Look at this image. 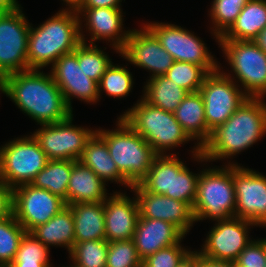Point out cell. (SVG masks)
<instances>
[{"label":"cell","instance_id":"d4e9b609","mask_svg":"<svg viewBox=\"0 0 266 267\" xmlns=\"http://www.w3.org/2000/svg\"><path fill=\"white\" fill-rule=\"evenodd\" d=\"M66 206L73 213L75 242L106 240L104 201L74 203Z\"/></svg>","mask_w":266,"mask_h":267},{"label":"cell","instance_id":"7bdbcfd3","mask_svg":"<svg viewBox=\"0 0 266 267\" xmlns=\"http://www.w3.org/2000/svg\"><path fill=\"white\" fill-rule=\"evenodd\" d=\"M122 0H84L80 8H121Z\"/></svg>","mask_w":266,"mask_h":267},{"label":"cell","instance_id":"2e32d148","mask_svg":"<svg viewBox=\"0 0 266 267\" xmlns=\"http://www.w3.org/2000/svg\"><path fill=\"white\" fill-rule=\"evenodd\" d=\"M119 56L139 68L148 70L151 73L150 78L164 75L174 62L173 57L145 25L140 30L130 31Z\"/></svg>","mask_w":266,"mask_h":267},{"label":"cell","instance_id":"277c9868","mask_svg":"<svg viewBox=\"0 0 266 267\" xmlns=\"http://www.w3.org/2000/svg\"><path fill=\"white\" fill-rule=\"evenodd\" d=\"M114 130L98 129L96 133L106 142L109 154L120 173L133 185L148 173L158 154L122 117Z\"/></svg>","mask_w":266,"mask_h":267},{"label":"cell","instance_id":"60d3db41","mask_svg":"<svg viewBox=\"0 0 266 267\" xmlns=\"http://www.w3.org/2000/svg\"><path fill=\"white\" fill-rule=\"evenodd\" d=\"M237 267H265L266 239H253L234 261Z\"/></svg>","mask_w":266,"mask_h":267},{"label":"cell","instance_id":"8992f818","mask_svg":"<svg viewBox=\"0 0 266 267\" xmlns=\"http://www.w3.org/2000/svg\"><path fill=\"white\" fill-rule=\"evenodd\" d=\"M209 167L200 172L197 195L193 204L195 221L227 220L235 217L236 195L233 183V164Z\"/></svg>","mask_w":266,"mask_h":267},{"label":"cell","instance_id":"e575fe53","mask_svg":"<svg viewBox=\"0 0 266 267\" xmlns=\"http://www.w3.org/2000/svg\"><path fill=\"white\" fill-rule=\"evenodd\" d=\"M133 83V76L128 71L127 65L126 67L115 66L112 62L98 83L99 99L102 91L114 98L126 97L133 89Z\"/></svg>","mask_w":266,"mask_h":267},{"label":"cell","instance_id":"74e56055","mask_svg":"<svg viewBox=\"0 0 266 267\" xmlns=\"http://www.w3.org/2000/svg\"><path fill=\"white\" fill-rule=\"evenodd\" d=\"M106 267H142L133 239L108 242Z\"/></svg>","mask_w":266,"mask_h":267},{"label":"cell","instance_id":"f546056e","mask_svg":"<svg viewBox=\"0 0 266 267\" xmlns=\"http://www.w3.org/2000/svg\"><path fill=\"white\" fill-rule=\"evenodd\" d=\"M176 154H172V183L171 194L167 197L184 201L193 207L197 195L200 173L190 172L184 162Z\"/></svg>","mask_w":266,"mask_h":267},{"label":"cell","instance_id":"e0dca14e","mask_svg":"<svg viewBox=\"0 0 266 267\" xmlns=\"http://www.w3.org/2000/svg\"><path fill=\"white\" fill-rule=\"evenodd\" d=\"M51 67L50 73L72 112L73 97L92 104L99 101L98 83L89 78L82 66H79L78 47L61 56Z\"/></svg>","mask_w":266,"mask_h":267},{"label":"cell","instance_id":"f907efd6","mask_svg":"<svg viewBox=\"0 0 266 267\" xmlns=\"http://www.w3.org/2000/svg\"><path fill=\"white\" fill-rule=\"evenodd\" d=\"M69 267H80V266H78V265H76L75 263L72 262V264Z\"/></svg>","mask_w":266,"mask_h":267},{"label":"cell","instance_id":"4316f807","mask_svg":"<svg viewBox=\"0 0 266 267\" xmlns=\"http://www.w3.org/2000/svg\"><path fill=\"white\" fill-rule=\"evenodd\" d=\"M32 233L46 246L67 248L68 253L75 244L74 218L71 209L66 206L48 222L38 225Z\"/></svg>","mask_w":266,"mask_h":267},{"label":"cell","instance_id":"b9f144b4","mask_svg":"<svg viewBox=\"0 0 266 267\" xmlns=\"http://www.w3.org/2000/svg\"><path fill=\"white\" fill-rule=\"evenodd\" d=\"M13 189L0 179V220L12 214Z\"/></svg>","mask_w":266,"mask_h":267},{"label":"cell","instance_id":"ee69618b","mask_svg":"<svg viewBox=\"0 0 266 267\" xmlns=\"http://www.w3.org/2000/svg\"><path fill=\"white\" fill-rule=\"evenodd\" d=\"M198 267H234V262L217 261L209 258L198 257Z\"/></svg>","mask_w":266,"mask_h":267},{"label":"cell","instance_id":"681fc988","mask_svg":"<svg viewBox=\"0 0 266 267\" xmlns=\"http://www.w3.org/2000/svg\"><path fill=\"white\" fill-rule=\"evenodd\" d=\"M8 267H53L50 263L10 264Z\"/></svg>","mask_w":266,"mask_h":267},{"label":"cell","instance_id":"5b68a950","mask_svg":"<svg viewBox=\"0 0 266 267\" xmlns=\"http://www.w3.org/2000/svg\"><path fill=\"white\" fill-rule=\"evenodd\" d=\"M158 155L193 141L175 119L173 112L155 107L143 98L120 115Z\"/></svg>","mask_w":266,"mask_h":267},{"label":"cell","instance_id":"836d02e7","mask_svg":"<svg viewBox=\"0 0 266 267\" xmlns=\"http://www.w3.org/2000/svg\"><path fill=\"white\" fill-rule=\"evenodd\" d=\"M107 252V240L75 242L69 258L80 267H106Z\"/></svg>","mask_w":266,"mask_h":267},{"label":"cell","instance_id":"52a82bcc","mask_svg":"<svg viewBox=\"0 0 266 267\" xmlns=\"http://www.w3.org/2000/svg\"><path fill=\"white\" fill-rule=\"evenodd\" d=\"M225 59L230 65L229 76L236 83L239 81L242 91L251 98L266 96V53L253 41L248 40H218ZM234 77V78H233Z\"/></svg>","mask_w":266,"mask_h":267},{"label":"cell","instance_id":"ba28073f","mask_svg":"<svg viewBox=\"0 0 266 267\" xmlns=\"http://www.w3.org/2000/svg\"><path fill=\"white\" fill-rule=\"evenodd\" d=\"M49 161L33 135L0 147V179L11 189L30 184Z\"/></svg>","mask_w":266,"mask_h":267},{"label":"cell","instance_id":"c3c4849f","mask_svg":"<svg viewBox=\"0 0 266 267\" xmlns=\"http://www.w3.org/2000/svg\"><path fill=\"white\" fill-rule=\"evenodd\" d=\"M66 2V8L62 10H67V11H77L81 6L84 0H62Z\"/></svg>","mask_w":266,"mask_h":267},{"label":"cell","instance_id":"4fadbf2b","mask_svg":"<svg viewBox=\"0 0 266 267\" xmlns=\"http://www.w3.org/2000/svg\"><path fill=\"white\" fill-rule=\"evenodd\" d=\"M66 203L48 190L23 184L13 189L12 213L15 219L31 232L38 225L48 222Z\"/></svg>","mask_w":266,"mask_h":267},{"label":"cell","instance_id":"603a6c76","mask_svg":"<svg viewBox=\"0 0 266 267\" xmlns=\"http://www.w3.org/2000/svg\"><path fill=\"white\" fill-rule=\"evenodd\" d=\"M79 161L89 167L105 184L111 181L128 188L132 186L120 173L109 154L106 142L96 132L86 142Z\"/></svg>","mask_w":266,"mask_h":267},{"label":"cell","instance_id":"ab89813d","mask_svg":"<svg viewBox=\"0 0 266 267\" xmlns=\"http://www.w3.org/2000/svg\"><path fill=\"white\" fill-rule=\"evenodd\" d=\"M182 239L172 246L159 249L142 260V267H177L193 251L183 248Z\"/></svg>","mask_w":266,"mask_h":267},{"label":"cell","instance_id":"d590c367","mask_svg":"<svg viewBox=\"0 0 266 267\" xmlns=\"http://www.w3.org/2000/svg\"><path fill=\"white\" fill-rule=\"evenodd\" d=\"M208 74L203 66L174 61L164 76L190 93L199 91Z\"/></svg>","mask_w":266,"mask_h":267},{"label":"cell","instance_id":"9c48e42d","mask_svg":"<svg viewBox=\"0 0 266 267\" xmlns=\"http://www.w3.org/2000/svg\"><path fill=\"white\" fill-rule=\"evenodd\" d=\"M199 92L204 100L206 125L211 132L226 122L248 98L239 84L221 72L220 66L206 76Z\"/></svg>","mask_w":266,"mask_h":267},{"label":"cell","instance_id":"1f68e13d","mask_svg":"<svg viewBox=\"0 0 266 267\" xmlns=\"http://www.w3.org/2000/svg\"><path fill=\"white\" fill-rule=\"evenodd\" d=\"M26 230L13 213L0 220V267H8L15 259Z\"/></svg>","mask_w":266,"mask_h":267},{"label":"cell","instance_id":"bcb514c9","mask_svg":"<svg viewBox=\"0 0 266 267\" xmlns=\"http://www.w3.org/2000/svg\"><path fill=\"white\" fill-rule=\"evenodd\" d=\"M177 267H198V255L193 251L181 264Z\"/></svg>","mask_w":266,"mask_h":267},{"label":"cell","instance_id":"f6af8a7d","mask_svg":"<svg viewBox=\"0 0 266 267\" xmlns=\"http://www.w3.org/2000/svg\"><path fill=\"white\" fill-rule=\"evenodd\" d=\"M20 7L17 0H0V12H10Z\"/></svg>","mask_w":266,"mask_h":267},{"label":"cell","instance_id":"484cf974","mask_svg":"<svg viewBox=\"0 0 266 267\" xmlns=\"http://www.w3.org/2000/svg\"><path fill=\"white\" fill-rule=\"evenodd\" d=\"M265 27L266 0H250L219 40L253 41Z\"/></svg>","mask_w":266,"mask_h":267},{"label":"cell","instance_id":"8d00e7d4","mask_svg":"<svg viewBox=\"0 0 266 267\" xmlns=\"http://www.w3.org/2000/svg\"><path fill=\"white\" fill-rule=\"evenodd\" d=\"M105 53L96 44L81 42L78 45L79 66H82L84 73L97 83L100 82L102 75L112 64V59Z\"/></svg>","mask_w":266,"mask_h":267},{"label":"cell","instance_id":"6da1fadb","mask_svg":"<svg viewBox=\"0 0 266 267\" xmlns=\"http://www.w3.org/2000/svg\"><path fill=\"white\" fill-rule=\"evenodd\" d=\"M266 134V103L264 98L248 97L232 116L212 131L200 148L195 144V161L213 162L240 154Z\"/></svg>","mask_w":266,"mask_h":267},{"label":"cell","instance_id":"7402d4cb","mask_svg":"<svg viewBox=\"0 0 266 267\" xmlns=\"http://www.w3.org/2000/svg\"><path fill=\"white\" fill-rule=\"evenodd\" d=\"M106 185L89 167L75 161L68 182L67 205L104 201L108 197Z\"/></svg>","mask_w":266,"mask_h":267},{"label":"cell","instance_id":"4dcf8cb0","mask_svg":"<svg viewBox=\"0 0 266 267\" xmlns=\"http://www.w3.org/2000/svg\"><path fill=\"white\" fill-rule=\"evenodd\" d=\"M172 154L158 155L147 175L139 184L148 192L155 194H171L172 183Z\"/></svg>","mask_w":266,"mask_h":267},{"label":"cell","instance_id":"9a60e30c","mask_svg":"<svg viewBox=\"0 0 266 267\" xmlns=\"http://www.w3.org/2000/svg\"><path fill=\"white\" fill-rule=\"evenodd\" d=\"M235 217L266 227V175L233 164Z\"/></svg>","mask_w":266,"mask_h":267},{"label":"cell","instance_id":"cb8c5ba5","mask_svg":"<svg viewBox=\"0 0 266 267\" xmlns=\"http://www.w3.org/2000/svg\"><path fill=\"white\" fill-rule=\"evenodd\" d=\"M173 113L183 130L202 148L212 132L206 125L204 100L200 92L188 93Z\"/></svg>","mask_w":266,"mask_h":267},{"label":"cell","instance_id":"d6986e66","mask_svg":"<svg viewBox=\"0 0 266 267\" xmlns=\"http://www.w3.org/2000/svg\"><path fill=\"white\" fill-rule=\"evenodd\" d=\"M76 13L86 23L84 24L86 31H89L90 44L95 41L106 40L112 43V49L120 54L125 46L126 40L131 30H124L122 9L117 8H79ZM88 29V30H87ZM123 29V30H122Z\"/></svg>","mask_w":266,"mask_h":267},{"label":"cell","instance_id":"f1b7e54d","mask_svg":"<svg viewBox=\"0 0 266 267\" xmlns=\"http://www.w3.org/2000/svg\"><path fill=\"white\" fill-rule=\"evenodd\" d=\"M75 160H49L30 183L63 199L67 205V189Z\"/></svg>","mask_w":266,"mask_h":267},{"label":"cell","instance_id":"7dc6e473","mask_svg":"<svg viewBox=\"0 0 266 267\" xmlns=\"http://www.w3.org/2000/svg\"><path fill=\"white\" fill-rule=\"evenodd\" d=\"M253 42L266 53V27L253 40Z\"/></svg>","mask_w":266,"mask_h":267},{"label":"cell","instance_id":"7a4b0ae2","mask_svg":"<svg viewBox=\"0 0 266 267\" xmlns=\"http://www.w3.org/2000/svg\"><path fill=\"white\" fill-rule=\"evenodd\" d=\"M0 91L37 124H53L67 119L73 112L51 73L30 69L6 76Z\"/></svg>","mask_w":266,"mask_h":267},{"label":"cell","instance_id":"8fae6325","mask_svg":"<svg viewBox=\"0 0 266 267\" xmlns=\"http://www.w3.org/2000/svg\"><path fill=\"white\" fill-rule=\"evenodd\" d=\"M160 41L174 61L203 66L209 73L219 68V62L209 53L200 37L181 26L168 23H143Z\"/></svg>","mask_w":266,"mask_h":267},{"label":"cell","instance_id":"d6a6232c","mask_svg":"<svg viewBox=\"0 0 266 267\" xmlns=\"http://www.w3.org/2000/svg\"><path fill=\"white\" fill-rule=\"evenodd\" d=\"M250 0H213L209 14L213 27L211 33L218 43L221 37L236 21L243 7Z\"/></svg>","mask_w":266,"mask_h":267},{"label":"cell","instance_id":"f35d334b","mask_svg":"<svg viewBox=\"0 0 266 267\" xmlns=\"http://www.w3.org/2000/svg\"><path fill=\"white\" fill-rule=\"evenodd\" d=\"M49 248L32 233L26 232L20 241L15 259L11 264L49 263Z\"/></svg>","mask_w":266,"mask_h":267},{"label":"cell","instance_id":"44dd1931","mask_svg":"<svg viewBox=\"0 0 266 267\" xmlns=\"http://www.w3.org/2000/svg\"><path fill=\"white\" fill-rule=\"evenodd\" d=\"M185 235L173 224L160 219L139 218L133 241L141 260L159 249L177 244Z\"/></svg>","mask_w":266,"mask_h":267},{"label":"cell","instance_id":"ac0fdd59","mask_svg":"<svg viewBox=\"0 0 266 267\" xmlns=\"http://www.w3.org/2000/svg\"><path fill=\"white\" fill-rule=\"evenodd\" d=\"M139 208V218L160 219L175 225L184 235L196 222L192 207L184 201L146 191L139 183L131 186Z\"/></svg>","mask_w":266,"mask_h":267},{"label":"cell","instance_id":"83f0119b","mask_svg":"<svg viewBox=\"0 0 266 267\" xmlns=\"http://www.w3.org/2000/svg\"><path fill=\"white\" fill-rule=\"evenodd\" d=\"M142 98L149 104L174 112L188 92L164 75L148 79Z\"/></svg>","mask_w":266,"mask_h":267},{"label":"cell","instance_id":"3957f363","mask_svg":"<svg viewBox=\"0 0 266 267\" xmlns=\"http://www.w3.org/2000/svg\"><path fill=\"white\" fill-rule=\"evenodd\" d=\"M82 18L75 11L59 10L28 35V70L53 65L64 54L73 52L81 42L87 43Z\"/></svg>","mask_w":266,"mask_h":267},{"label":"cell","instance_id":"5bb4252c","mask_svg":"<svg viewBox=\"0 0 266 267\" xmlns=\"http://www.w3.org/2000/svg\"><path fill=\"white\" fill-rule=\"evenodd\" d=\"M250 226L256 225L238 217L216 221L208 232L201 246L202 249L196 251L198 257L234 262L241 251L252 241L248 234Z\"/></svg>","mask_w":266,"mask_h":267},{"label":"cell","instance_id":"7c38bea8","mask_svg":"<svg viewBox=\"0 0 266 267\" xmlns=\"http://www.w3.org/2000/svg\"><path fill=\"white\" fill-rule=\"evenodd\" d=\"M73 114L53 124L40 125L32 134L49 160H79L96 130L72 125Z\"/></svg>","mask_w":266,"mask_h":267},{"label":"cell","instance_id":"30bf717a","mask_svg":"<svg viewBox=\"0 0 266 267\" xmlns=\"http://www.w3.org/2000/svg\"><path fill=\"white\" fill-rule=\"evenodd\" d=\"M27 21L22 7L0 12V82L8 75L28 70L27 47L31 24Z\"/></svg>","mask_w":266,"mask_h":267},{"label":"cell","instance_id":"ffe728a7","mask_svg":"<svg viewBox=\"0 0 266 267\" xmlns=\"http://www.w3.org/2000/svg\"><path fill=\"white\" fill-rule=\"evenodd\" d=\"M136 197L114 192L104 200L105 236L108 242L133 239L139 220Z\"/></svg>","mask_w":266,"mask_h":267}]
</instances>
